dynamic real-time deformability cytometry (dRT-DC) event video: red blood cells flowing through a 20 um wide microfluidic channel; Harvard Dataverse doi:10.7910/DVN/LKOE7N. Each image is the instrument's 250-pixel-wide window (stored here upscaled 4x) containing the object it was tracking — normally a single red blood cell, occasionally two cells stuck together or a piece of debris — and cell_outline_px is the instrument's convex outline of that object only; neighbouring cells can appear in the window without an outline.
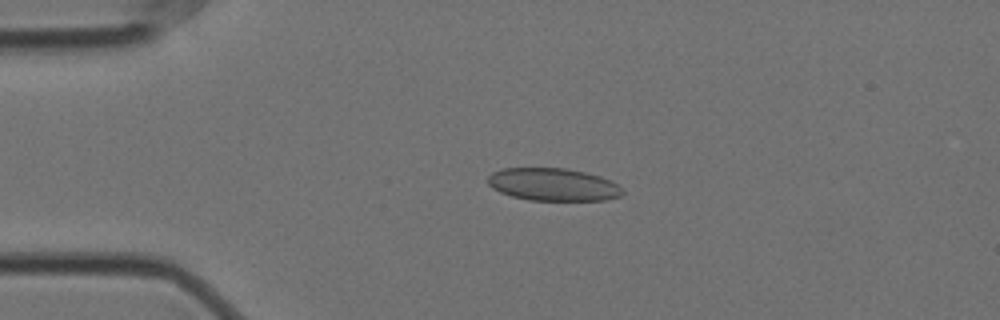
{"species": "Egyptian fruit bat (a non-hibernating species)", "species_latin": "Rousettus aegyptiacus", "temperature_condition": "cold", "stored_images_in_passage": 51, "camera_frame_rate_fps": 3000, "um_per_image_px": 0.085, "animal": {"sex": "female"}, "frame": {"image": 1, "passage_image": 7, "time_ms": 2.0, "image_size_px": [1000, 320], "cell_outline_px": [[624, 192], [620, 196], [604, 200], [528, 200], [512, 196], [500, 192], [492, 188], [488, 184], [488, 176], [492, 172], [500, 168], [564, 168], [584, 172], [600, 176], [612, 180], [624, 188]], "centroid_in_image_um": [47.02, 15.68], "position_along_channel_um": 38.0, "area_um2": 25.78}}
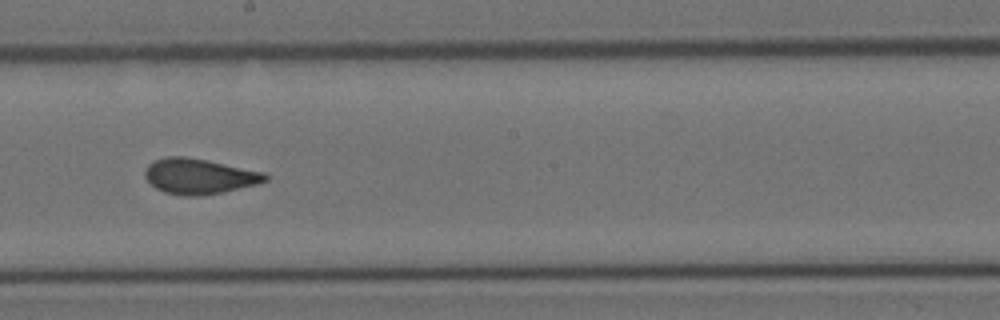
{"frame": {"image": 2, "passage_image": 26, "time_ms": 8.333, "image_size_px": [1000, 320], "cell_outline_px": [[268, 180], [256, 184], [224, 192], [200, 196], [184, 196], [164, 192], [156, 188], [144, 176], [144, 172], [148, 164], [164, 156], [184, 156], [208, 160], [264, 172], [268, 176]], "centroid_in_image_um": [16.92, 14.98], "position_along_channel_um": 231.3, "area_um2": 24.85}}
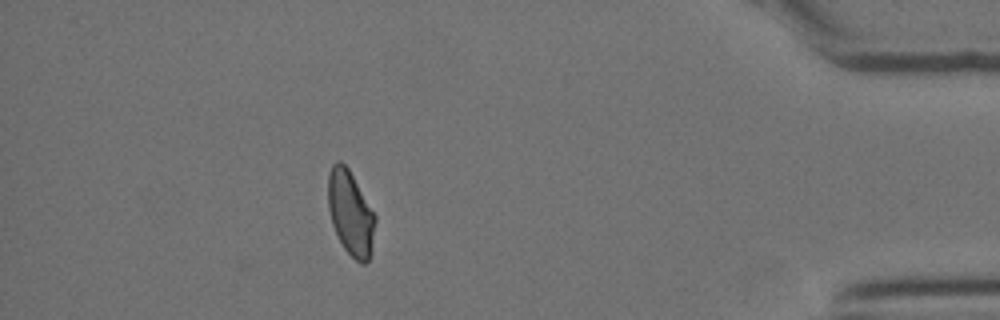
{"frame": {"image": 3, "passage_image": 45, "time_ms": 14.667, "image_size_px": [1000, 320], "cell_outline_px": [[376, 220], [372, 248], [368, 260], [364, 264], [360, 264], [344, 248], [332, 224], [328, 208], [328, 172], [332, 164], [336, 160], [340, 160], [348, 168], [376, 216]], "centroid_in_image_um": [29.79, 18.09], "position_along_channel_um": 405.4, "area_um2": 23.12}, "authors_computed_cell_mechanics": {"area_um2": 24.565, "velocity_mm_per_s": 3.5288, "shape_relaxation_time_tau1_ms": null, "shape_relaxation_time_tau2_ms": 0.9901, "deformation_change_tau1": null, "deformation_change_tau2": 0.0627}}